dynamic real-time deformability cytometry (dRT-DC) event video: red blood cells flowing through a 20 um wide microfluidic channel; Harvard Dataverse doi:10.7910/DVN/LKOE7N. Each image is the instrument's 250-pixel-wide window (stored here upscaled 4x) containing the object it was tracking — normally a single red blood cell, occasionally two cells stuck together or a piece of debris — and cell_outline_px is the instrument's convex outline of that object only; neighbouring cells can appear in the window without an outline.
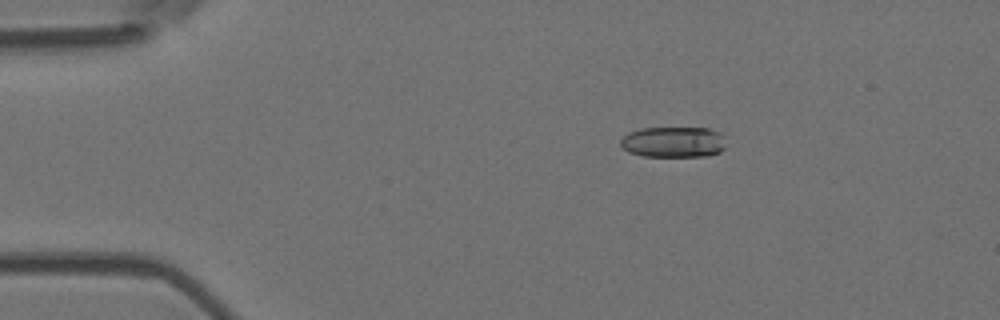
{"species": "Egyptian fruit bat (a non-hibernating species)", "species_latin": "Rousettus aegyptiacus", "temperature_condition": "room temperature", "stored_images_in_passage": 4, "camera_frame_rate_fps": 3000, "um_per_image_px": 0.085, "animal": {"sex": "female"}, "frame": {"image": 1, "passage_image": 2, "time_ms": 0.333, "image_size_px": [1000, 320], "cell_outline_px": [[724, 148], [720, 152], [704, 156], [644, 156], [628, 152], [620, 144], [620, 140], [628, 132], [640, 128], [708, 128], [724, 136]], "centroid_in_image_um": [57.21, 12.07], "position_along_channel_um": 27.8, "area_um2": 18.84}}
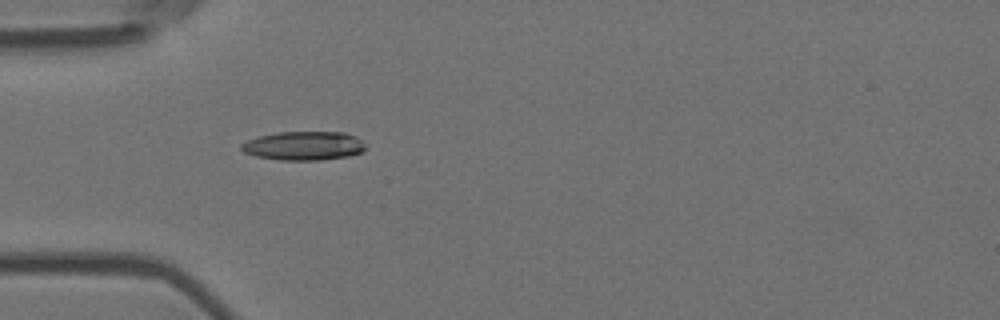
{"frame": {"image": 2, "passage_image": 4, "time_ms": 1.0, "image_size_px": [1000, 320], "cell_outline_px": [[364, 148], [360, 152], [348, 156], [320, 160], [280, 160], [256, 156], [244, 152], [240, 148], [240, 144], [248, 140], [260, 136], [276, 132], [344, 132], [356, 136], [364, 144]], "centroid_in_image_um": [25.79, 12.39], "position_along_channel_um": 59.2, "area_um2": 20.75}}